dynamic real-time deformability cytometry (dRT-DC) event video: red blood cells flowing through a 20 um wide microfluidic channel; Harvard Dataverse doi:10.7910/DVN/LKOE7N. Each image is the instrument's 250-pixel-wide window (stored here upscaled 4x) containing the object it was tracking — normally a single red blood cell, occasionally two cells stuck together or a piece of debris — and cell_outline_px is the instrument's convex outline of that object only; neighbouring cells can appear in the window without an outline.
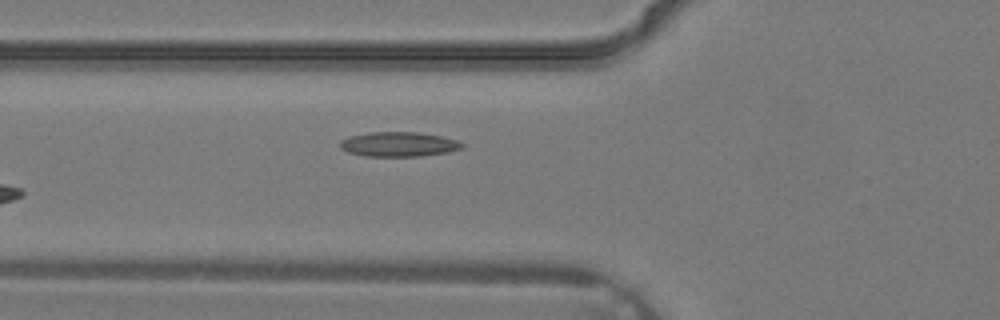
{"species": "common noctule bat (a hibernating species)", "species_latin": "Nyctalus noctula", "temperature_condition": "warm", "stored_images_in_passage": 4, "camera_frame_rate_fps": 3000, "um_per_image_px": 0.085, "animal": {"sex": "male", "body_mass_g": 19.2, "forearm_length_mm": 51.8}, "frame": {"image": 1, "passage_image": 4, "time_ms": 1.0, "image_size_px": [1000, 320], "cell_outline_px": [[464, 148], [448, 152], [420, 156], [364, 156], [348, 152], [340, 148], [340, 140], [348, 136], [368, 132], [420, 132], [440, 136], [456, 140], [464, 144]], "centroid_in_image_um": [33.87, 12.26], "position_along_channel_um": 91.9, "area_um2": 17.63}}